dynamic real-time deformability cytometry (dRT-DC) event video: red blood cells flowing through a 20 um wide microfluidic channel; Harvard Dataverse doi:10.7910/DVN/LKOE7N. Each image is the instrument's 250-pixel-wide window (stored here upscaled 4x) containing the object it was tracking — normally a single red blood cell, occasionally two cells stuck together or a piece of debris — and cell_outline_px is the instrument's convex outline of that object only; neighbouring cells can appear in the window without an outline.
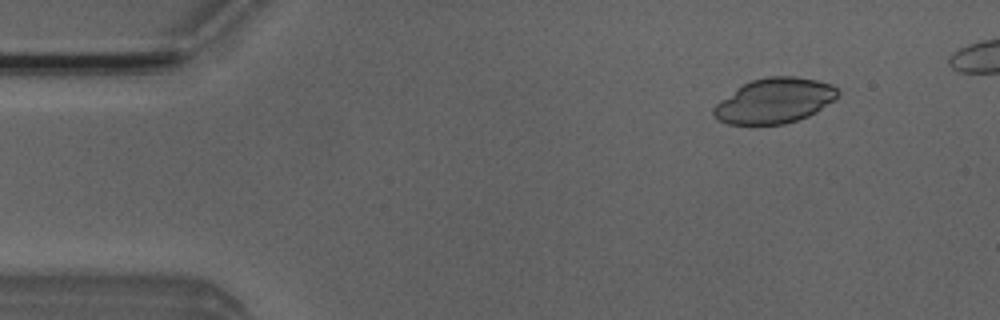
{"species": "Egyptian fruit bat (a non-hibernating species)", "species_latin": "Rousettus aegyptiacus", "temperature_condition": "room temperature", "stored_images_in_passage": 5, "camera_frame_rate_fps": 3000, "um_per_image_px": 0.085, "animal": {"sex": "male"}, "frame": {"image": 1, "passage_image": 2, "time_ms": 1.333, "image_size_px": [1000, 320], "cell_outline_px": [[840, 92], [832, 100], [816, 112], [808, 116], [784, 124], [728, 124], [716, 120], [712, 116], [712, 108], [720, 100], [736, 88], [752, 80], [768, 76], [796, 76], [816, 80], [832, 84]], "centroid_in_image_um": [65.78, 8.56], "position_along_channel_um": 19.2, "area_um2": 32.54}}